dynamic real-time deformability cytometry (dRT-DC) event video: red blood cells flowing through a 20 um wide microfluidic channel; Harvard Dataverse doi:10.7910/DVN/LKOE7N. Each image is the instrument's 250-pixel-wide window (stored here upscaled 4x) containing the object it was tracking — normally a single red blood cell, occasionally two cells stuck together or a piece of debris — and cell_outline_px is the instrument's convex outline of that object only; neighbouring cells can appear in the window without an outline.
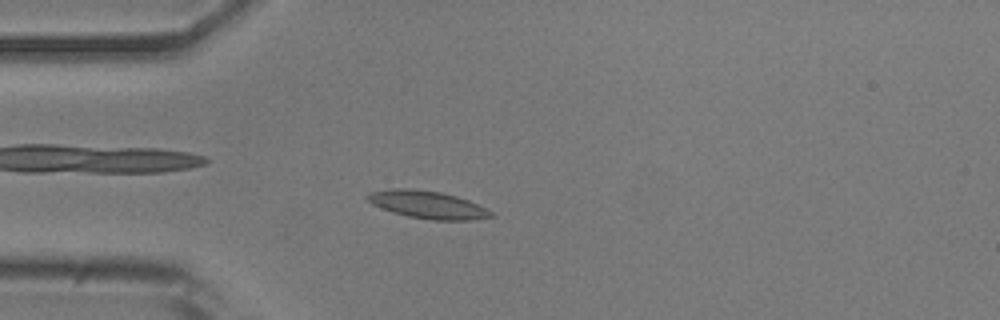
{"species": "common noctule bat (a hibernating species)", "species_latin": "Nyctalus noctula", "temperature_condition": "room temperature", "stored_images_in_passage": 50, "camera_frame_rate_fps": 3000, "um_per_image_px": 0.085, "animal": {"sex": "male", "body_mass_g": 20.5, "forearm_length_mm": 52.5}, "frame": {"image": 1, "passage_image": 12, "time_ms": 3.667, "image_size_px": [1000, 320], "cell_outline_px": [[496, 216], [472, 220], [432, 220], [408, 216], [392, 212], [372, 204], [364, 196], [368, 192], [392, 188], [404, 188], [440, 192], [456, 196], [468, 200], [492, 212]], "centroid_in_image_um": [36.31, 17.4], "position_along_channel_um": 48.7, "area_um2": 19.77}}
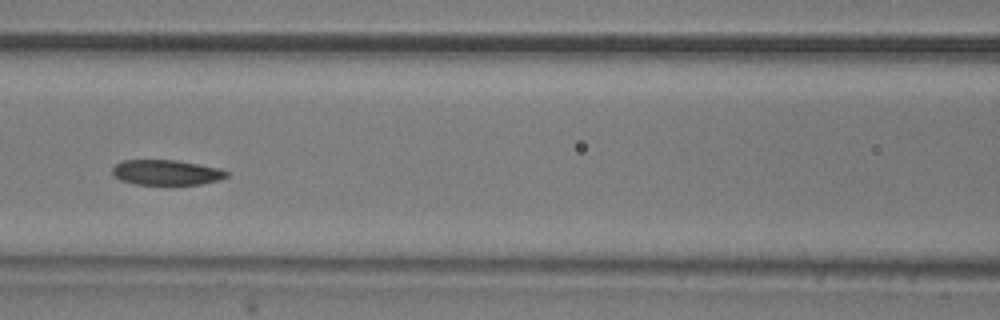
{"frame": {"image": 2, "passage_image": 21, "time_ms": 6.667, "image_size_px": [1000, 320], "cell_outline_px": [[228, 176], [220, 180], [200, 184], [136, 184], [120, 180], [112, 172], [112, 168], [116, 164], [124, 160], [176, 160], [220, 168], [228, 172]], "centroid_in_image_um": [14.16, 14.65], "position_along_channel_um": 152.4, "area_um2": 16.65}}
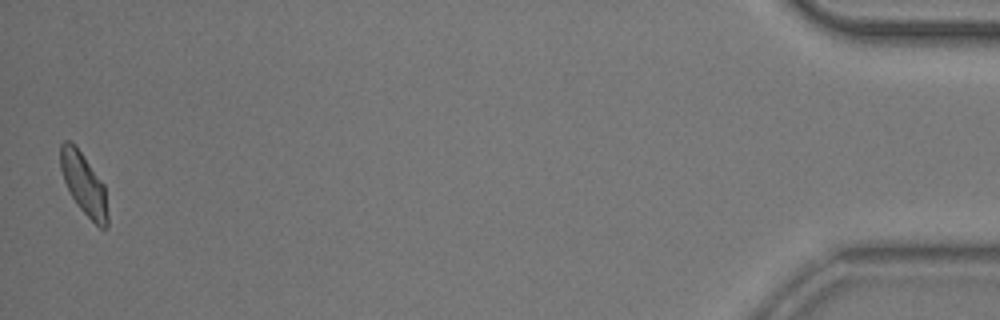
{"frame": {"image": 3, "passage_image": 50, "time_ms": 16.333, "image_size_px": [1000, 320], "cell_outline_px": [[108, 228], [100, 228], [76, 204], [64, 180], [60, 168], [60, 144], [64, 140], [68, 140], [76, 144], [104, 184], [108, 216]], "centroid_in_image_um": [7.12, 15.6], "position_along_channel_um": 428.1, "area_um2": 16.99}, "authors_computed_cell_mechanics": {"area_um2": 17.6001, "velocity_mm_per_s": 3.822, "shape_relaxation_time_tau1_ms": 5.4713, "shape_relaxation_time_tau2_ms": 3.9689, "deformation_change_tau1": 0.1222, "deformation_change_tau2": 0.0873}}